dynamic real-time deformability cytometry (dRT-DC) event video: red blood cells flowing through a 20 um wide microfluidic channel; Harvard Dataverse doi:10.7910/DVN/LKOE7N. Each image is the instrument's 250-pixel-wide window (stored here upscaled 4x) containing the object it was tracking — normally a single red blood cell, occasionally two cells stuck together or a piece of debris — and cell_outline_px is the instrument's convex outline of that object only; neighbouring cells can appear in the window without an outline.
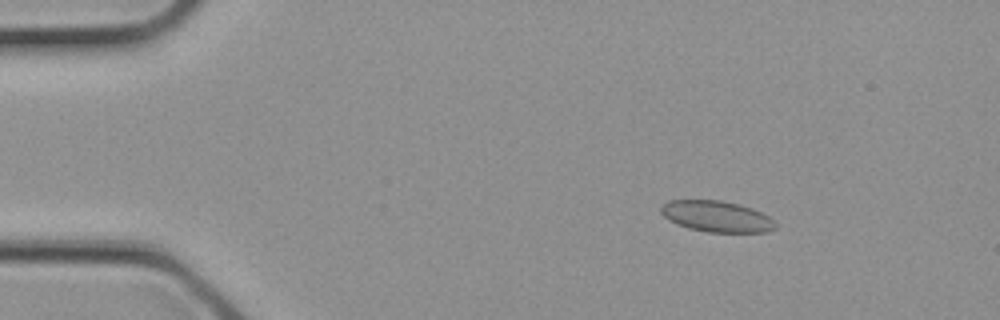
{"species": "common noctule bat (a hibernating species)", "species_latin": "Nyctalus noctula", "temperature_condition": "cold", "stored_images_in_passage": 2, "camera_frame_rate_fps": 3000, "um_per_image_px": 0.085, "animal": {"sex": "female", "body_mass_g": 21.9}, "frame": {"image": 1, "passage_image": 1, "time_ms": 0.0, "image_size_px": [1000, 320], "cell_outline_px": [[776, 228], [768, 232], [708, 232], [688, 228], [676, 224], [668, 220], [660, 212], [660, 208], [668, 200], [720, 200], [740, 204], [752, 208], [776, 220]], "centroid_in_image_um": [60.92, 18.4], "position_along_channel_um": 24.1, "area_um2": 20.92}}